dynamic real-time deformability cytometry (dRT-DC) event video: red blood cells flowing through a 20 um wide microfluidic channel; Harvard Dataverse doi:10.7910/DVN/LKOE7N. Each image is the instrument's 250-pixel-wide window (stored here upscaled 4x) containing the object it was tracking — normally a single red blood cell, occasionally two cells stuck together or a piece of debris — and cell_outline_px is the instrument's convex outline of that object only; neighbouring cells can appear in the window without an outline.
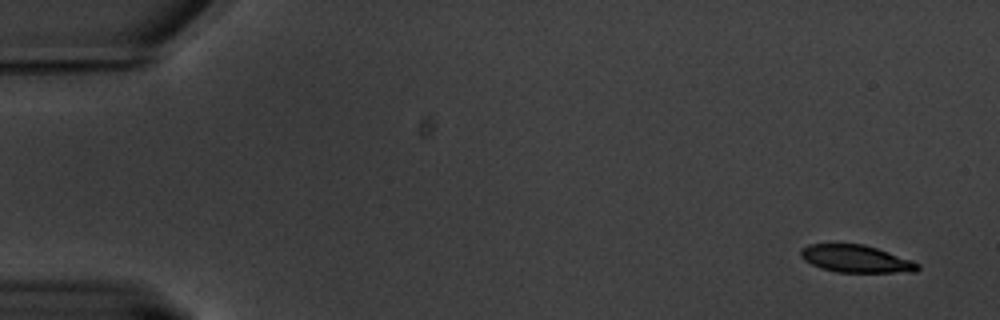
{"species": "common noctule bat (a hibernating species)", "species_latin": "Nyctalus noctula", "temperature_condition": "warm", "stored_images_in_passage": 62, "camera_frame_rate_fps": 3000, "um_per_image_px": 0.085, "animal": {"sex": "male", "body_mass_g": 20.1, "forearm_length_mm": 53.5}, "frame": {"image": 1, "passage_image": 4, "time_ms": 1.0, "image_size_px": [1000, 320], "cell_outline_px": [[920, 268], [916, 272], [836, 272], [820, 268], [804, 260], [800, 256], [800, 248], [808, 244], [864, 244], [912, 260], [920, 264]], "centroid_in_image_um": [72.75, 22.0], "position_along_channel_um": 12.3, "area_um2": 18.73}}
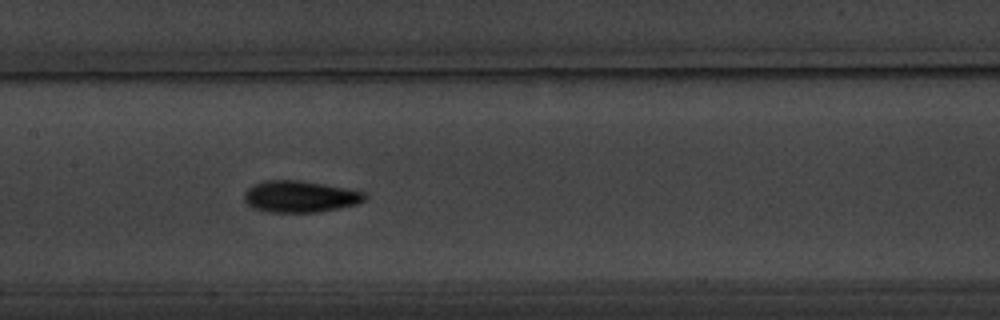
{"frame": {"image": 2, "passage_image": 31, "time_ms": 10.0, "image_size_px": [1000, 320], "cell_outline_px": [[368, 196], [364, 200], [356, 204], [340, 208], [316, 212], [268, 212], [252, 208], [244, 200], [244, 192], [252, 184], [264, 180], [300, 180], [324, 184], [364, 192]], "centroid_in_image_um": [25.46, 16.7], "position_along_channel_um": 181.9, "area_um2": 22.25}}
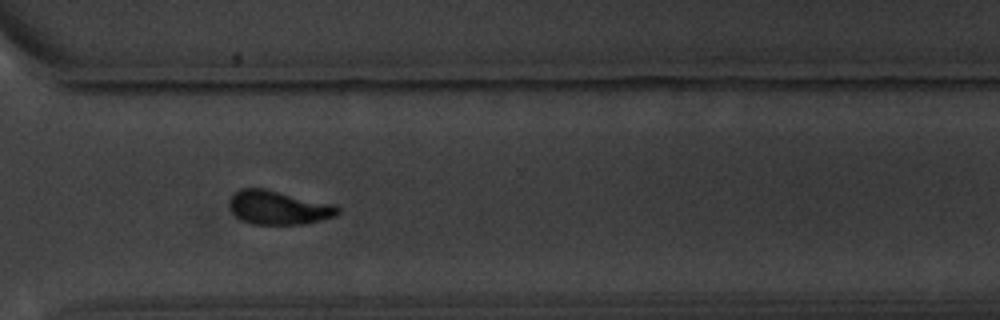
{"frame": {"image": 3, "passage_image": 46, "time_ms": 15.0, "image_size_px": [1000, 320], "cell_outline_px": [[340, 212], [336, 216], [304, 224], [256, 224], [244, 220], [236, 216], [232, 212], [228, 204], [232, 196], [236, 192], [244, 188], [264, 188], [336, 204], [340, 208]], "centroid_in_image_um": [23.72, 17.64], "position_along_channel_um": 346.9, "area_um2": 21.33}, "authors_computed_cell_mechanics": {"area_um2": 20.6635, "velocity_mm_per_s": 3.3141, "shape_relaxation_time_tau1_ms": 2.8131, "shape_relaxation_time_tau2_ms": 3.0667, "deformation_change_tau1": 0.149, "deformation_change_tau2": 0.0697}}